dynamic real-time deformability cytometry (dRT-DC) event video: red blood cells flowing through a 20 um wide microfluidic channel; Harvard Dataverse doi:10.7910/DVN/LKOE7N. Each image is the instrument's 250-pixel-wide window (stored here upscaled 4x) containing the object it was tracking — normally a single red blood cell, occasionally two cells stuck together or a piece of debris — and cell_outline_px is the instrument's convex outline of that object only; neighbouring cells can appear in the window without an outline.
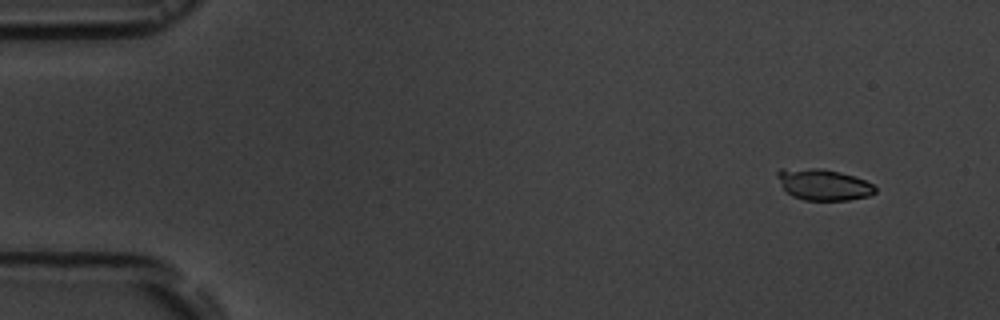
{"species": "common noctule bat (a hibernating species)", "species_latin": "Nyctalus noctula", "temperature_condition": "room temperature", "stored_images_in_passage": 10, "camera_frame_rate_fps": 3000, "um_per_image_px": 0.085, "animal": {"sex": "male", "body_mass_g": 19.5, "forearm_length_mm": 54.6}, "frame": {"image": 1, "passage_image": 1, "time_ms": 0.0, "image_size_px": [1000, 320], "cell_outline_px": [[876, 192], [868, 196], [848, 200], [804, 200], [792, 196], [784, 188], [776, 176], [776, 172], [780, 168], [820, 168], [840, 172], [864, 180], [872, 184], [876, 188]], "centroid_in_image_um": [69.96, 15.68], "position_along_channel_um": 15.0, "area_um2": 17.74}}
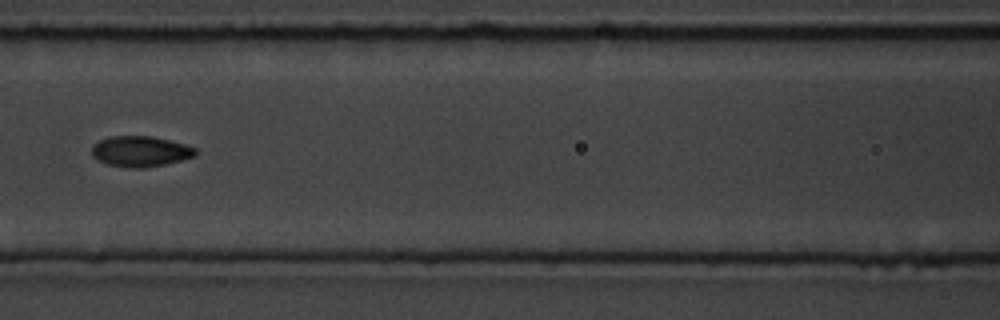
{"frame": {"image": 2, "passage_image": 7, "time_ms": 7.0, "image_size_px": [1000, 320], "cell_outline_px": [[196, 156], [164, 164], [144, 168], [132, 168], [108, 164], [92, 156], [92, 144], [108, 136], [152, 136], [184, 144], [196, 148]], "centroid_in_image_um": [11.92, 12.86], "position_along_channel_um": 154.7, "area_um2": 18.38}}
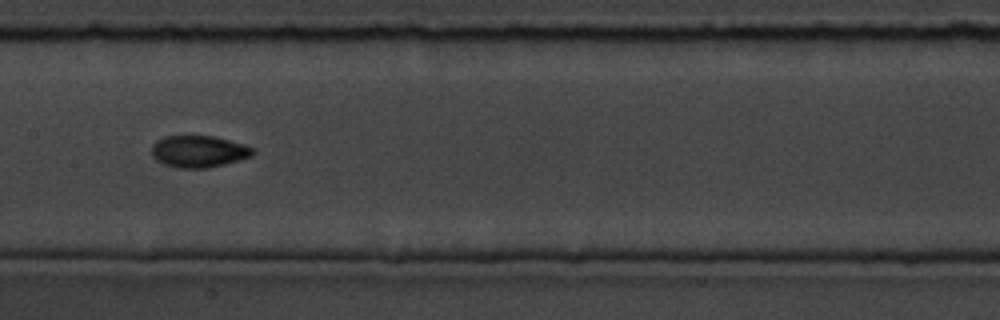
{"frame": {"image": 3, "passage_image": 8, "time_ms": 8.0, "image_size_px": [1000, 320], "cell_outline_px": [[256, 152], [252, 156], [224, 164], [208, 168], [176, 168], [164, 164], [156, 160], [152, 156], [152, 144], [156, 140], [164, 136], [212, 136], [244, 144], [256, 148]], "centroid_in_image_um": [16.89, 12.87], "position_along_channel_um": 190.5, "area_um2": 18.9}}